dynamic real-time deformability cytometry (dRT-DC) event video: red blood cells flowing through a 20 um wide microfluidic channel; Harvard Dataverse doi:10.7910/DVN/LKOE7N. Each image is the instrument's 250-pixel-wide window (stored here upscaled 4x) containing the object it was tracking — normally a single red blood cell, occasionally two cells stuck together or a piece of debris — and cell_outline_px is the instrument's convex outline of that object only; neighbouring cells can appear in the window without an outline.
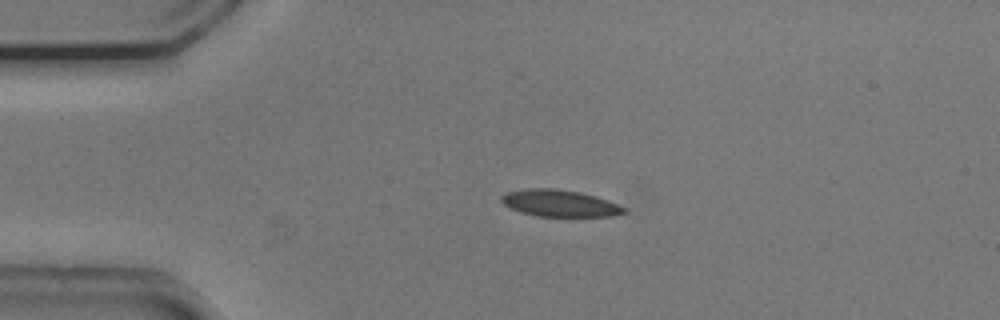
{"species": "common noctule bat (a hibernating species)", "species_latin": "Nyctalus noctula", "temperature_condition": "cold", "stored_images_in_passage": 12, "camera_frame_rate_fps": 3000, "um_per_image_px": 0.085, "animal": {"sex": "male", "body_mass_g": 20.5, "forearm_length_mm": 52.5}, "frame": {"image": 1, "passage_image": 1, "time_ms": 0.0, "image_size_px": [1000, 320], "cell_outline_px": [[628, 212], [616, 216], [536, 216], [520, 212], [504, 204], [500, 200], [500, 196], [508, 192], [528, 188], [552, 188], [580, 192], [596, 196], [608, 200], [628, 208]], "centroid_in_image_um": [47.62, 17.28], "position_along_channel_um": 37.4, "area_um2": 19.25}}